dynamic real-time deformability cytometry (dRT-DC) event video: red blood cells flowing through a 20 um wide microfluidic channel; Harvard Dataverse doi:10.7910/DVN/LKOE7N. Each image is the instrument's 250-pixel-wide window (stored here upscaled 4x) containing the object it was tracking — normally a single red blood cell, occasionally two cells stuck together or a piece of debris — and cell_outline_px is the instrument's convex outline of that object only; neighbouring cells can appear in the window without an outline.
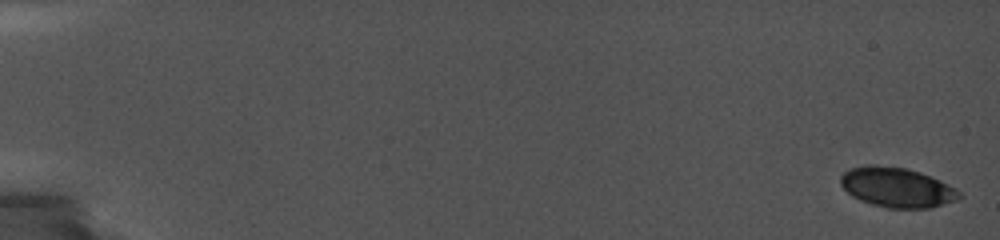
{"species": "common noctule bat (a hibernating species)", "species_latin": "Nyctalus noctula", "temperature_condition": "cold", "stored_images_in_passage": 18, "camera_frame_rate_fps": 5000, "um_per_image_px": 0.085, "animal": {"sex": "female", "body_mass_g": 19.0, "forearm_length_mm": 56.7}, "frame": {"image": 1, "passage_image": 1, "time_ms": 0.0, "image_size_px": [1000, 240], "cell_outline_px": [[964, 196], [960, 200], [928, 208], [888, 208], [872, 204], [860, 200], [852, 196], [840, 184], [840, 176], [844, 172], [852, 168], [868, 164], [876, 164], [904, 168], [920, 172], [940, 180], [956, 188]], "centroid_in_image_um": [76.27, 15.93], "position_along_channel_um": 8.7, "area_um2": 27.69}}
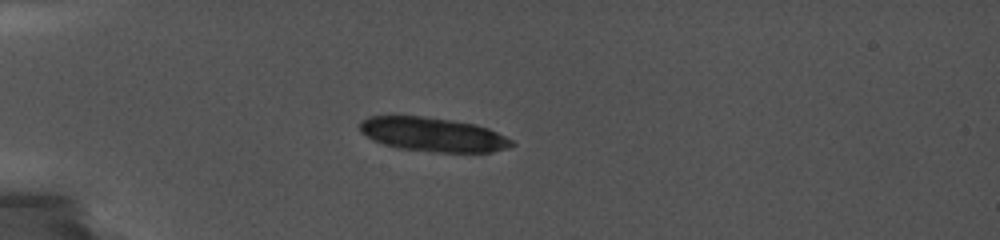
{"frame": {"image": 2, "passage_image": 16, "time_ms": 5.4, "image_size_px": [1000, 240], "cell_outline_px": [[516, 144], [508, 148], [492, 152], [440, 152], [400, 148], [384, 144], [372, 140], [360, 132], [360, 120], [368, 116], [424, 116], [452, 120], [476, 124], [488, 128], [512, 140]], "centroid_in_image_um": [36.79, 11.42], "position_along_channel_um": 48.2, "area_um2": 30.17}}